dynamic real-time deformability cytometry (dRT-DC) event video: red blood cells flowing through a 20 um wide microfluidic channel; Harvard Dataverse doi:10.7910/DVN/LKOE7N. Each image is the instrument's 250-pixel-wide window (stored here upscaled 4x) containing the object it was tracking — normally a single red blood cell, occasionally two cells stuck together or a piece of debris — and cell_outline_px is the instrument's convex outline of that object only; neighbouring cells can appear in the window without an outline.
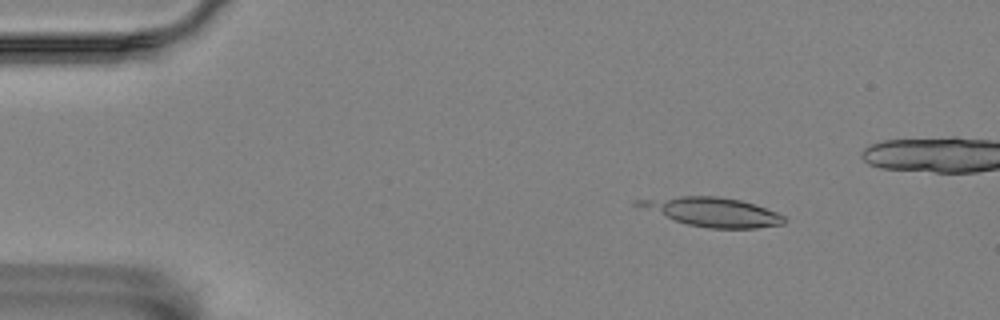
{"species": "Egyptian fruit bat (a non-hibernating species)", "species_latin": "Rousettus aegyptiacus", "temperature_condition": "room temperature", "stored_images_in_passage": 13, "camera_frame_rate_fps": 3000, "um_per_image_px": 0.085, "animal": {"sex": "female"}, "frame": {"image": 1, "passage_image": 7, "time_ms": 2.0, "image_size_px": [1000, 320], "cell_outline_px": [[784, 224], [756, 228], [708, 228], [688, 224], [676, 220], [632, 204], [632, 200], [680, 196], [716, 196], [740, 200], [776, 212], [784, 216]], "centroid_in_image_um": [60.54, 18.0], "position_along_channel_um": 24.5, "area_um2": 24.16}}